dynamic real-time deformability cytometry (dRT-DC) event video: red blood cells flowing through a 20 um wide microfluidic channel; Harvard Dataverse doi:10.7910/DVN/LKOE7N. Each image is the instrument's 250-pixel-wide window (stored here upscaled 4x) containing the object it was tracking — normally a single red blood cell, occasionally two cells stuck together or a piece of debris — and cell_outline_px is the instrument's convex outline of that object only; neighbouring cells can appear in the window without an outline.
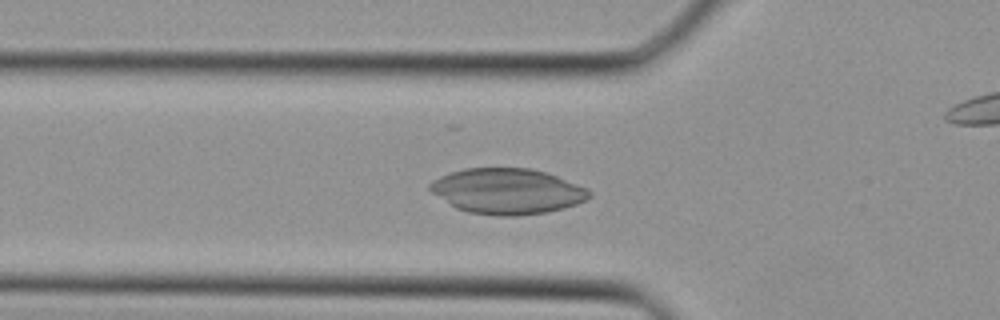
{"species": "Egyptian fruit bat (a non-hibernating species)", "species_latin": "Rousettus aegyptiacus", "temperature_condition": "cold", "stored_images_in_passage": 11, "camera_frame_rate_fps": 3000, "um_per_image_px": 0.085, "animal": {"sex": "female"}, "frame": {"image": 1, "passage_image": 8, "time_ms": 2.333, "image_size_px": [1000, 320], "cell_outline_px": [[592, 196], [576, 204], [564, 208], [544, 212], [516, 216], [496, 216], [468, 212], [456, 208], [432, 192], [428, 188], [428, 184], [432, 180], [440, 176], [464, 168], [532, 168], [548, 172], [588, 188], [592, 192]], "centroid_in_image_um": [43.13, 16.24], "position_along_channel_um": 82.7, "area_um2": 42.43}}
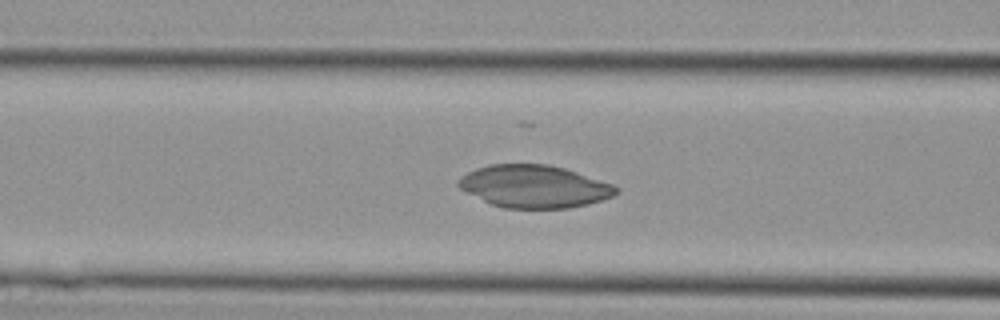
{"frame": {"image": 2, "passage_image": 10, "time_ms": 3.0, "image_size_px": [1000, 320], "cell_outline_px": [[620, 192], [612, 196], [588, 204], [568, 208], [504, 208], [492, 204], [460, 188], [456, 184], [456, 180], [460, 176], [476, 168], [492, 164], [548, 164], [564, 168], [612, 184], [620, 188]], "centroid_in_image_um": [45.41, 15.84], "position_along_channel_um": 121.2, "area_um2": 38.84}}